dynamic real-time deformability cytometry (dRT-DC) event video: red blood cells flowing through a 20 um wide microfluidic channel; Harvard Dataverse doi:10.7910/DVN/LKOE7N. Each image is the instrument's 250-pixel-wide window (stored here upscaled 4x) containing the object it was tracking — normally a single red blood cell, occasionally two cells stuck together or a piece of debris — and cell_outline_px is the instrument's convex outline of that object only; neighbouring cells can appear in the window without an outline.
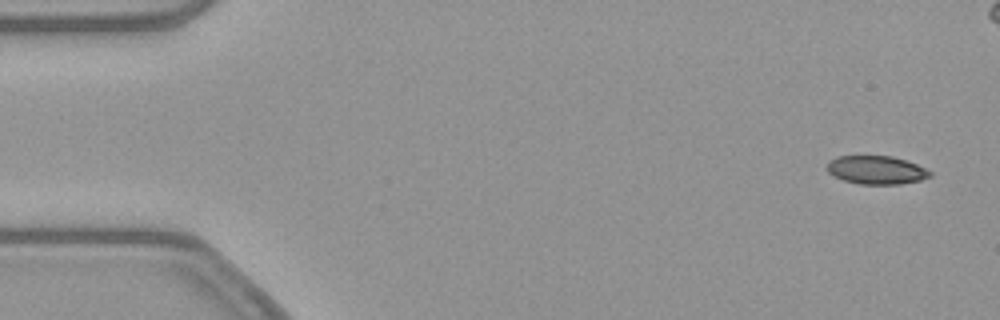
{"species": "common noctule bat (a hibernating species)", "species_latin": "Nyctalus noctula", "temperature_condition": "warm", "stored_images_in_passage": 54, "camera_frame_rate_fps": 3000, "um_per_image_px": 0.085, "animal": {"sex": "female", "body_mass_g": 21.9}, "frame": {"image": 1, "passage_image": 3, "time_ms": 0.667, "image_size_px": [1000, 320], "cell_outline_px": [[932, 176], [920, 180], [900, 184], [860, 184], [844, 180], [828, 172], [828, 160], [836, 156], [892, 156], [916, 164], [932, 172]], "centroid_in_image_um": [74.49, 14.44], "position_along_channel_um": 10.5, "area_um2": 16.88}}
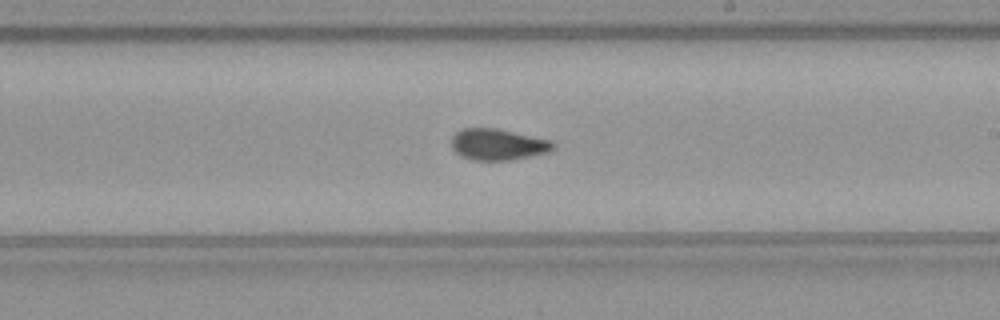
{"frame": {"image": 2, "passage_image": 31, "time_ms": 10.0, "image_size_px": [1000, 320], "cell_outline_px": [[556, 148], [548, 152], [508, 160], [472, 160], [460, 156], [452, 148], [452, 136], [456, 132], [464, 128], [496, 128], [552, 140], [556, 144]], "centroid_in_image_um": [42.33, 12.27], "position_along_channel_um": 246.7, "area_um2": 18.55}}
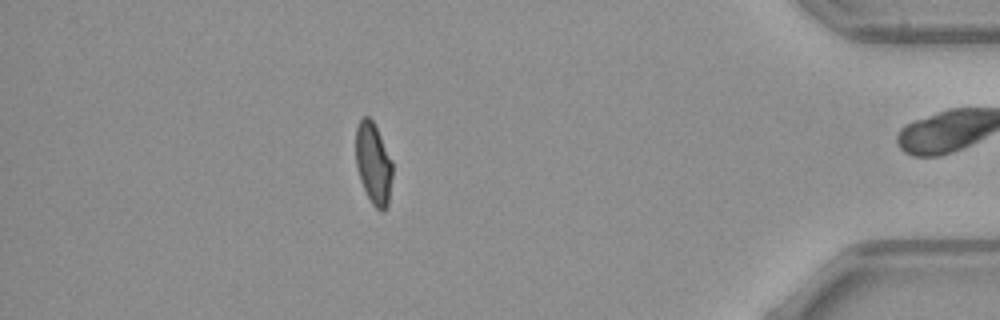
{"frame": {"image": 3, "passage_image": 47, "time_ms": 15.333, "image_size_px": [1000, 320], "cell_outline_px": [[392, 176], [388, 208], [384, 212], [380, 212], [372, 204], [360, 180], [356, 168], [356, 128], [360, 120], [364, 116], [368, 116], [372, 120], [392, 160]], "centroid_in_image_um": [31.74, 13.95], "position_along_channel_um": 403.5, "area_um2": 17.46}, "authors_computed_cell_mechanics": {"area_um2": 18.3515, "velocity_mm_per_s": 3.8708, "shape_relaxation_time_tau1_ms": null, "shape_relaxation_time_tau2_ms": 1.3983, "deformation_change_tau1": null, "deformation_change_tau2": 0.0613}}